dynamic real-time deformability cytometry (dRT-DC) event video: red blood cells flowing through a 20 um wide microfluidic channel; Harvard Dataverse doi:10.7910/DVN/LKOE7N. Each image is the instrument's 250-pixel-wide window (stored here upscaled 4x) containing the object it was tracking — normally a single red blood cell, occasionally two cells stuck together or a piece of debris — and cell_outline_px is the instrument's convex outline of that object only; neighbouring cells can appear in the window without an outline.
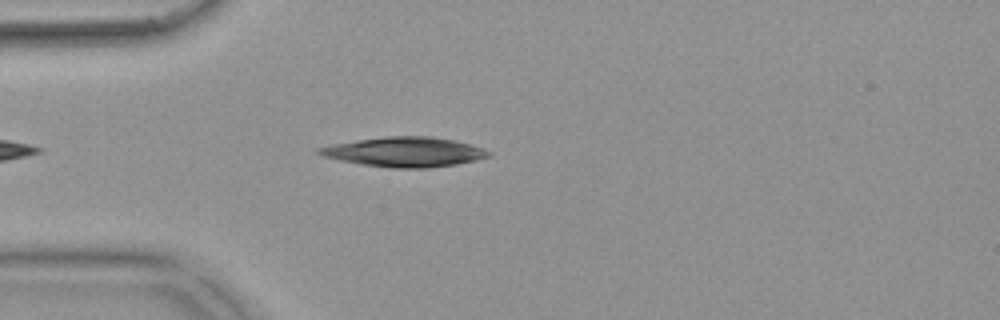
{"species": "common noctule bat (a hibernating species)", "species_latin": "Nyctalus noctula", "temperature_condition": "warm", "stored_images_in_passage": 30, "camera_frame_rate_fps": 3000, "um_per_image_px": 0.085, "animal": {"sex": "female", "body_mass_g": 18.4}, "frame": {"image": 1, "passage_image": 6, "time_ms": 1.667, "image_size_px": [1000, 320], "cell_outline_px": [[492, 152], [488, 156], [476, 160], [456, 164], [428, 168], [392, 168], [360, 164], [340, 160], [324, 156], [316, 152], [316, 148], [332, 144], [388, 136], [428, 136], [452, 140], [484, 148]], "centroid_in_image_um": [34.38, 12.92], "position_along_channel_um": 50.6, "area_um2": 29.07}}
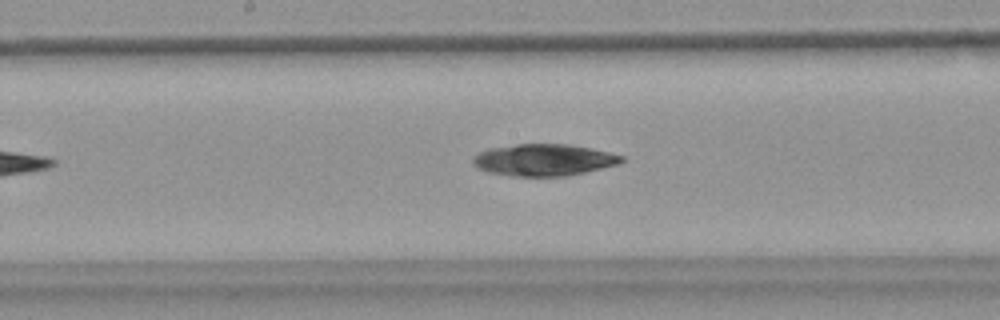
{"frame": {"image": 2, "passage_image": 19, "time_ms": 6.0, "image_size_px": [1000, 320], "cell_outline_px": [[624, 160], [616, 164], [568, 176], [512, 176], [488, 172], [476, 168], [472, 164], [472, 160], [480, 152], [488, 148], [516, 144], [568, 144], [592, 148], [624, 156]], "centroid_in_image_um": [46.18, 13.59], "position_along_channel_um": 202.0, "area_um2": 27.46}}
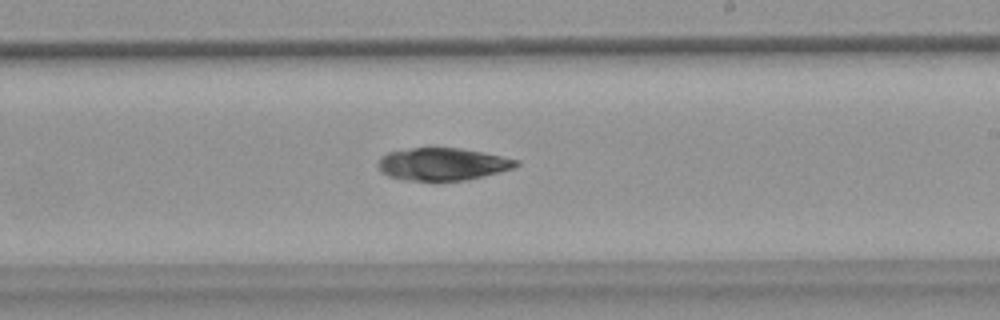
{"frame": {"image": 3, "passage_image": 23, "time_ms": 7.333, "image_size_px": [1000, 320], "cell_outline_px": [[520, 164], [512, 168], [468, 180], [404, 180], [388, 176], [376, 164], [380, 156], [388, 152], [412, 148], [460, 148], [484, 152], [520, 160]], "centroid_in_image_um": [37.62, 13.94], "position_along_channel_um": 251.4, "area_um2": 26.01}}